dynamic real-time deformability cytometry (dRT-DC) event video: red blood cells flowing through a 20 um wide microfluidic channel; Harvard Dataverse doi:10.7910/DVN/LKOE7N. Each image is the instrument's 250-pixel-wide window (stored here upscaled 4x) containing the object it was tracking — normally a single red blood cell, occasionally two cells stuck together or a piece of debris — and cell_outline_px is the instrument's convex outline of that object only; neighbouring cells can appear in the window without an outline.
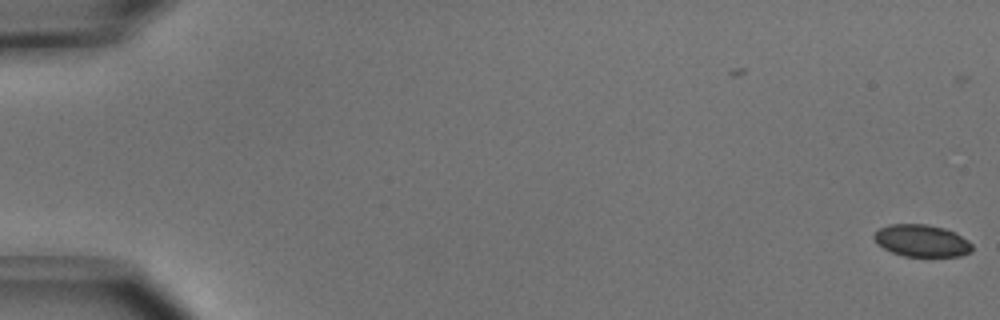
{"species": "common noctule bat (a hibernating species)", "species_latin": "Nyctalus noctula", "temperature_condition": "cold", "stored_images_in_passage": 5, "camera_frame_rate_fps": 3000, "um_per_image_px": 0.085, "animal": {"sex": "male", "body_mass_g": 15.6}, "frame": {"image": 1, "passage_image": 5, "time_ms": 1.333, "image_size_px": [1000, 320], "cell_outline_px": [[972, 252], [960, 256], [904, 256], [892, 252], [876, 244], [872, 236], [880, 228], [888, 224], [928, 224], [944, 228], [956, 232], [968, 240], [972, 244]], "centroid_in_image_um": [78.35, 20.45], "position_along_channel_um": 6.7, "area_um2": 18.5}}